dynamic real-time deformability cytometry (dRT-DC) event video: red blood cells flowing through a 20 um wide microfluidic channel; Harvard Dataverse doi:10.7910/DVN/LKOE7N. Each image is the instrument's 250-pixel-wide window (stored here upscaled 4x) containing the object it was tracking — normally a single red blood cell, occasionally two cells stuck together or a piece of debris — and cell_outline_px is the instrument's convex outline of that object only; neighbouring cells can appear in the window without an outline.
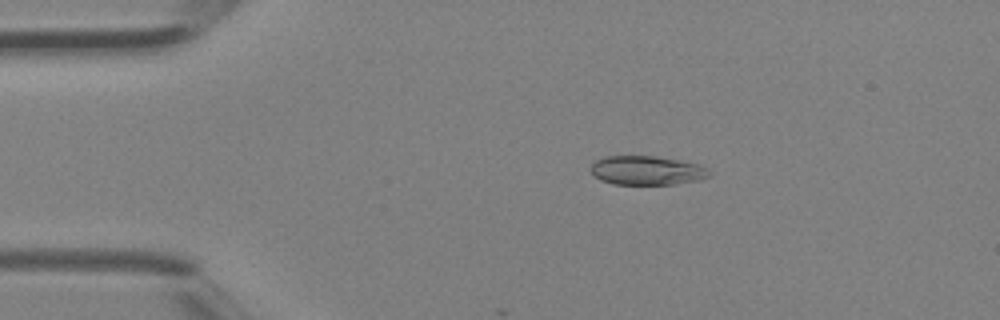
{"species": "Egyptian fruit bat (a non-hibernating species)", "species_latin": "Rousettus aegyptiacus", "temperature_condition": "room temperature", "stored_images_in_passage": 4, "camera_frame_rate_fps": 3000, "um_per_image_px": 0.085, "animal": {"sex": "female"}, "frame": {"image": 1, "passage_image": 2, "time_ms": 0.333, "image_size_px": [1000, 320], "cell_outline_px": [[712, 176], [700, 180], [676, 184], [612, 184], [600, 180], [592, 172], [592, 164], [596, 160], [608, 156], [656, 156], [700, 164], [708, 168], [712, 172]], "centroid_in_image_um": [55.06, 14.49], "position_along_channel_um": 29.9, "area_um2": 20.17}}